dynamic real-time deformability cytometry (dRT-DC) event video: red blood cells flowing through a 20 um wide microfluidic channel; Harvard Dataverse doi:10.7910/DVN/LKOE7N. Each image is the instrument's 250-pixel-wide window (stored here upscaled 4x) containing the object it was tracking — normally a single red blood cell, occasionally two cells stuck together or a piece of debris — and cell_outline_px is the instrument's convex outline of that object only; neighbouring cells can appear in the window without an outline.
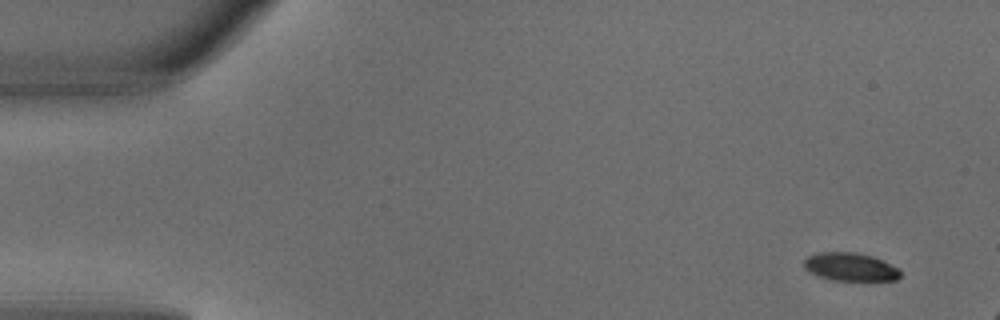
{"species": "common noctule bat (a hibernating species)", "species_latin": "Nyctalus noctula", "temperature_condition": "warm", "stored_images_in_passage": 4, "camera_frame_rate_fps": 3000, "um_per_image_px": 0.085, "animal": {"sex": "male", "body_mass_g": 18.8}, "frame": {"image": 1, "passage_image": 1, "time_ms": 0.0, "image_size_px": [1000, 320], "cell_outline_px": [[900, 276], [896, 280], [832, 280], [808, 272], [804, 268], [804, 260], [808, 256], [820, 252], [856, 252], [872, 256], [900, 268]], "centroid_in_image_um": [72.27, 22.68], "position_along_channel_um": 12.7, "area_um2": 15.78}}